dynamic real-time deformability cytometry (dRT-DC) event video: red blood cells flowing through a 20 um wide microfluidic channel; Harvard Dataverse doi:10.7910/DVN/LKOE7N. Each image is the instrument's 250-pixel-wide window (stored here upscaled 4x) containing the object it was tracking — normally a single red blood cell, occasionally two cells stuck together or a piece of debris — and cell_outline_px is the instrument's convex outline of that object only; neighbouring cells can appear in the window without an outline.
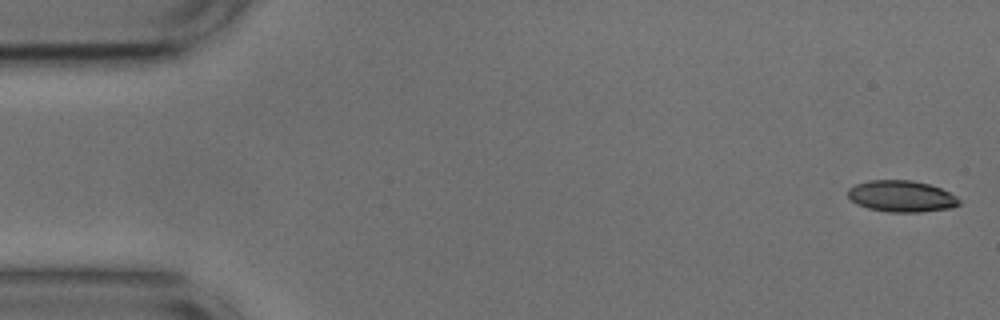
{"species": "common noctule bat (a hibernating species)", "species_latin": "Nyctalus noctula", "temperature_condition": "cold", "stored_images_in_passage": 53, "camera_frame_rate_fps": 3000, "um_per_image_px": 0.085, "animal": {"sex": "male", "body_mass_g": 17.9, "forearm_length_mm": 54.2}, "frame": {"image": 1, "passage_image": 1, "time_ms": 0.0, "image_size_px": [1000, 320], "cell_outline_px": [[960, 204], [952, 208], [920, 212], [888, 212], [868, 208], [856, 204], [848, 196], [848, 188], [856, 184], [868, 180], [912, 180], [928, 184], [940, 188], [956, 196], [960, 200]], "centroid_in_image_um": [76.62, 16.68], "position_along_channel_um": 8.4, "area_um2": 20.4}}
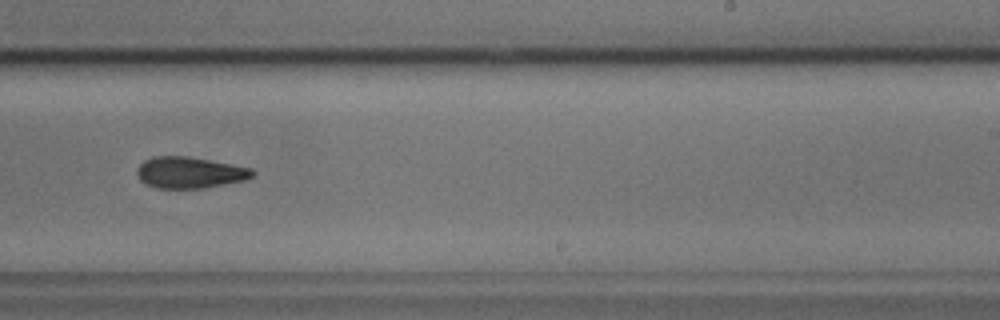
{"frame": {"image": 2, "passage_image": 32, "time_ms": 10.333, "image_size_px": [1000, 320], "cell_outline_px": [[256, 172], [252, 176], [244, 180], [204, 188], [156, 188], [144, 184], [140, 180], [136, 172], [136, 168], [144, 160], [152, 156], [188, 156], [252, 168]], "centroid_in_image_um": [16.08, 14.66], "position_along_channel_um": 272.9, "area_um2": 21.15}}
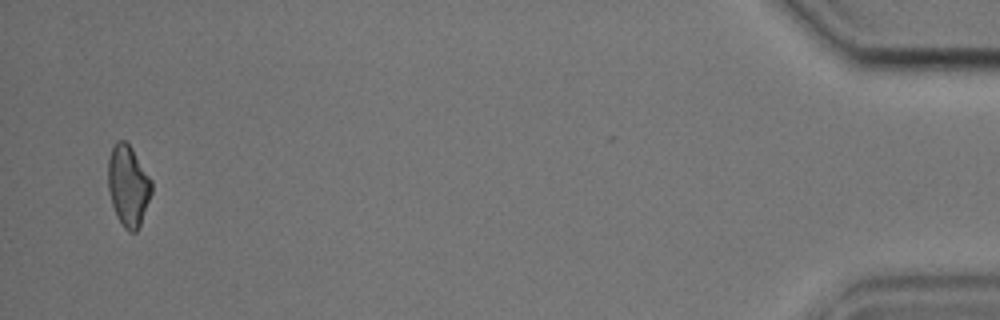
{"frame": {"image": 3, "passage_image": 51, "time_ms": 16.667, "image_size_px": [1000, 320], "cell_outline_px": [[152, 192], [140, 224], [136, 232], [128, 232], [124, 228], [116, 216], [112, 204], [108, 188], [108, 160], [112, 148], [116, 140], [124, 140], [132, 148], [152, 180]], "centroid_in_image_um": [10.89, 15.78], "position_along_channel_um": 424.3, "area_um2": 20.52}}